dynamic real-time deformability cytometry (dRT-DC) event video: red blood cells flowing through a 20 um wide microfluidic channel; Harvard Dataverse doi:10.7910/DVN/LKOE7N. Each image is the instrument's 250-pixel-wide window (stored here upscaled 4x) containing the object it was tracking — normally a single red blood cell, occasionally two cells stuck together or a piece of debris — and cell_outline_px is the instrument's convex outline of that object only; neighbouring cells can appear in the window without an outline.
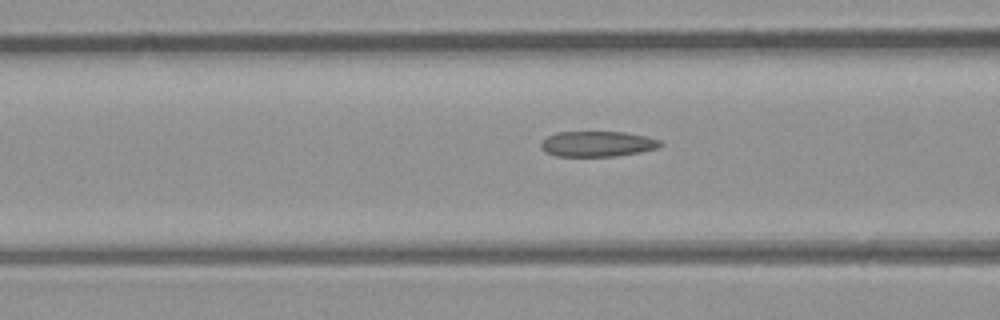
{"species": "common noctule bat (a hibernating species)", "species_latin": "Nyctalus noctula", "temperature_condition": "room temperature", "stored_images_in_passage": 19, "camera_frame_rate_fps": 3000, "um_per_image_px": 0.085, "animal": {"sex": "male", "body_mass_g": 23.1, "forearm_length_mm": 52.7}, "frame": {"image": 1, "passage_image": 14, "time_ms": 4.333, "image_size_px": [1000, 320], "cell_outline_px": [[664, 144], [656, 148], [640, 152], [616, 156], [556, 156], [544, 152], [540, 148], [540, 144], [548, 136], [556, 132], [624, 132], [644, 136], [660, 140]], "centroid_in_image_um": [50.75, 12.23], "position_along_channel_um": 115.8, "area_um2": 17.69}}